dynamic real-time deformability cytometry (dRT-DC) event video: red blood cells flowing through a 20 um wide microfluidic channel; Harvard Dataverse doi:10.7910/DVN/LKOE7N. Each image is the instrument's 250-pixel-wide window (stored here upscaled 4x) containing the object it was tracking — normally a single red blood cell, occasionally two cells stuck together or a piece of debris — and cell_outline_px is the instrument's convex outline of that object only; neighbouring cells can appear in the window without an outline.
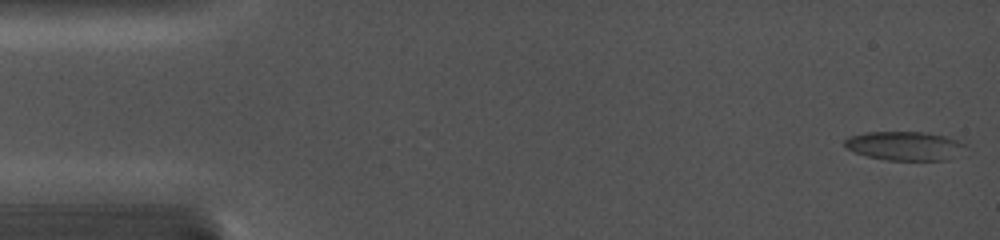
{"species": "common noctule bat (a hibernating species)", "species_latin": "Nyctalus noctula", "temperature_condition": "cold", "stored_images_in_passage": 12, "camera_frame_rate_fps": 5000, "um_per_image_px": 0.085, "animal": {"sex": "female", "body_mass_g": 19.0, "forearm_length_mm": 56.7}, "frame": {"image": 1, "passage_image": 1, "time_ms": 0.0, "image_size_px": [1000, 240], "cell_outline_px": [[964, 144], [948, 160], [888, 160], [868, 156], [856, 152], [848, 148], [844, 144], [844, 140], [848, 136], [868, 132], [924, 132], [944, 136], [956, 140]], "centroid_in_image_um": [76.8, 12.39], "position_along_channel_um": 8.2, "area_um2": 19.71}}
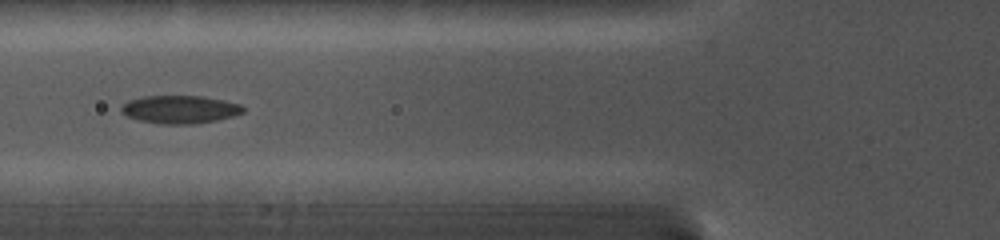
{"frame": {"image": 2, "passage_image": 9, "time_ms": 6.4, "image_size_px": [1000, 240], "cell_outline_px": [[244, 112], [232, 116], [216, 120], [196, 124], [160, 124], [140, 120], [128, 116], [120, 112], [120, 108], [128, 100], [144, 96], [204, 96], [224, 100], [240, 104], [244, 108]], "centroid_in_image_um": [15.29, 9.3], "position_along_channel_um": 110.5, "area_um2": 19.88}}
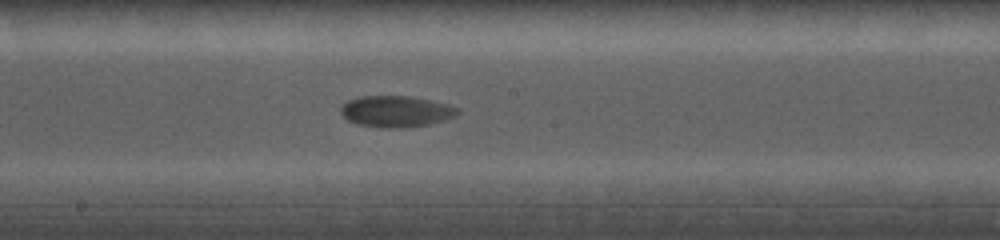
{"frame": {"image": 3, "passage_image": 12, "time_ms": 9.2, "image_size_px": [1000, 240], "cell_outline_px": [[460, 112], [456, 116], [444, 120], [428, 124], [396, 128], [380, 128], [356, 124], [348, 120], [340, 112], [340, 108], [348, 100], [360, 96], [412, 96], [448, 104], [460, 108]], "centroid_in_image_um": [33.67, 9.46], "position_along_channel_um": 214.5, "area_um2": 21.39}}